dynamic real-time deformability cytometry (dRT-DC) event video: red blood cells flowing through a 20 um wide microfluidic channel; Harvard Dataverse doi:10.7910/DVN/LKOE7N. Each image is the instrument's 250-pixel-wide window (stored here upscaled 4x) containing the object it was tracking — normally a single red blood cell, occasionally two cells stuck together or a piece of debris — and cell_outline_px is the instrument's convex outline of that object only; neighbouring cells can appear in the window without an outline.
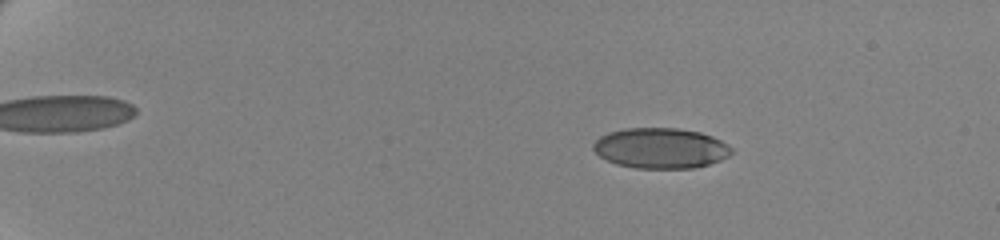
{"species": "human", "species_latin": "Homo sapiens", "temperature_condition": "cold", "stored_images_in_passage": 61, "camera_frame_rate_fps": 3000, "um_per_image_px": 0.085, "donor": {"sex": "female"}, "frame": {"image": 1, "passage_image": 12, "time_ms": 3.667, "image_size_px": [1000, 240], "cell_outline_px": [[732, 152], [728, 156], [720, 160], [708, 164], [692, 168], [636, 168], [616, 164], [600, 156], [592, 148], [592, 144], [600, 136], [608, 132], [624, 128], [676, 128], [700, 132], [712, 136], [728, 144], [732, 148]], "centroid_in_image_um": [56.14, 12.59], "position_along_channel_um": 28.9, "area_um2": 32.54}}
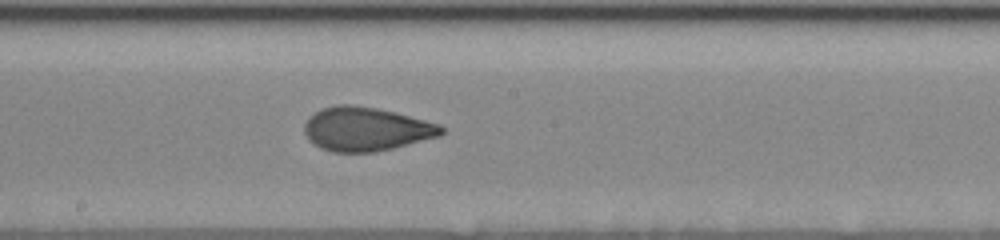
{"frame": {"image": 2, "passage_image": 38, "time_ms": 12.333, "image_size_px": [1000, 240], "cell_outline_px": [[444, 132], [440, 136], [376, 152], [332, 152], [320, 148], [312, 144], [308, 140], [304, 132], [304, 124], [320, 108], [340, 104], [348, 104], [376, 108], [396, 112], [440, 124], [444, 128]], "centroid_in_image_um": [31.11, 10.97], "position_along_channel_um": 217.1, "area_um2": 35.03}}
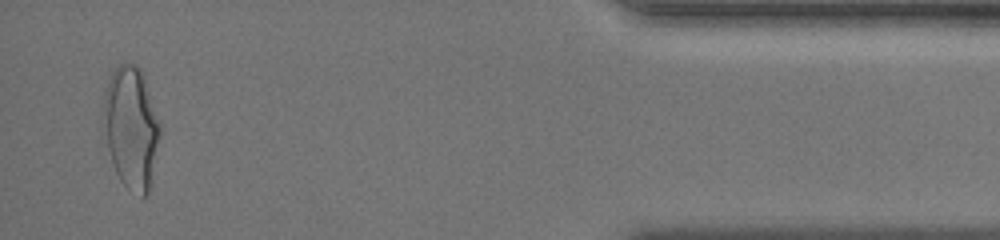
{"frame": {"image": 3, "passage_image": 60, "time_ms": 19.667, "image_size_px": [1000, 240], "cell_outline_px": [[160, 132], [148, 192], [144, 196], [140, 196], [128, 188], [120, 180], [116, 172], [108, 148], [104, 108], [104, 92], [108, 80], [112, 72], [120, 64], [136, 64], [140, 68], [144, 76], [160, 124]], "centroid_in_image_um": [11.16, 10.8], "position_along_channel_um": 424.0, "area_um2": 39.07}, "authors_computed_cell_mechanics": {"area_um2": 34.5644, "velocity_mm_per_s": 3.4956, "shape_relaxation_time_tau1_ms": 5.148, "shape_relaxation_time_tau2_ms": 1.0293, "deformation_change_tau1": 0.1752, "deformation_change_tau2": 0.0664}}